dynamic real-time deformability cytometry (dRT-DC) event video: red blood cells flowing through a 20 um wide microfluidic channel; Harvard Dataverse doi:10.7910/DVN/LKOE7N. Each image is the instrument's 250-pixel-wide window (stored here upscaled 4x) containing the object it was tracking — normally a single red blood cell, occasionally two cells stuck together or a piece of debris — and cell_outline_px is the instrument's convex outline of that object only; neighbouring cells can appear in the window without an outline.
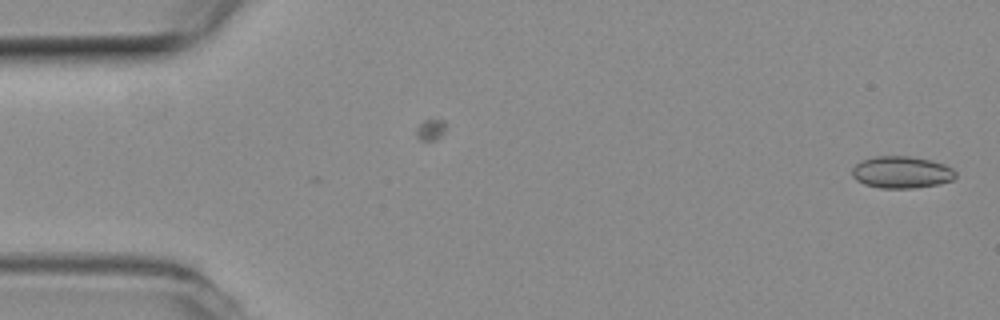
{"species": "common noctule bat (a hibernating species)", "species_latin": "Nyctalus noctula", "temperature_condition": "room temperature", "stored_images_in_passage": 54, "camera_frame_rate_fps": 3000, "um_per_image_px": 0.085, "animal": {"sex": "female", "body_mass_g": 19.3, "forearm_length_mm": 54.1}, "frame": {"image": 1, "passage_image": 2, "time_ms": 0.333, "image_size_px": [1000, 320], "cell_outline_px": [[956, 176], [952, 180], [940, 184], [912, 188], [880, 188], [864, 184], [856, 180], [852, 176], [852, 168], [856, 164], [864, 160], [876, 156], [912, 156], [932, 160], [944, 164], [952, 168], [956, 172]], "centroid_in_image_um": [76.65, 14.64], "position_along_channel_um": 8.4, "area_um2": 19.36}}
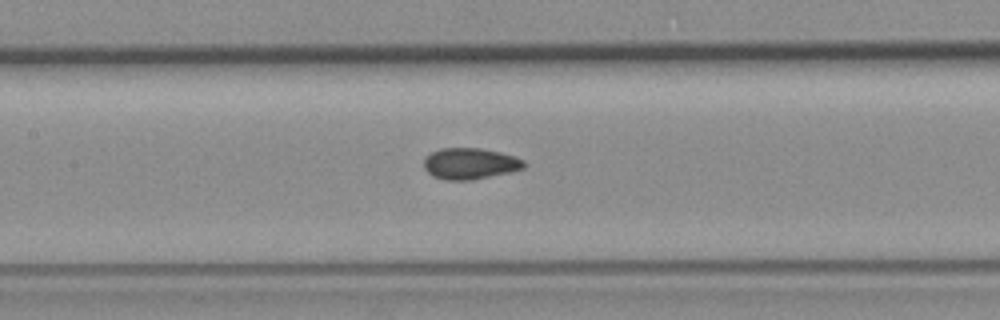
{"frame": {"image": 2, "passage_image": 25, "time_ms": 8.0, "image_size_px": [1000, 320], "cell_outline_px": [[524, 168], [512, 172], [472, 180], [444, 180], [432, 176], [424, 168], [424, 156], [440, 148], [480, 148], [500, 152], [516, 156], [524, 160]], "centroid_in_image_um": [39.95, 13.91], "position_along_channel_um": 167.5, "area_um2": 18.44}}
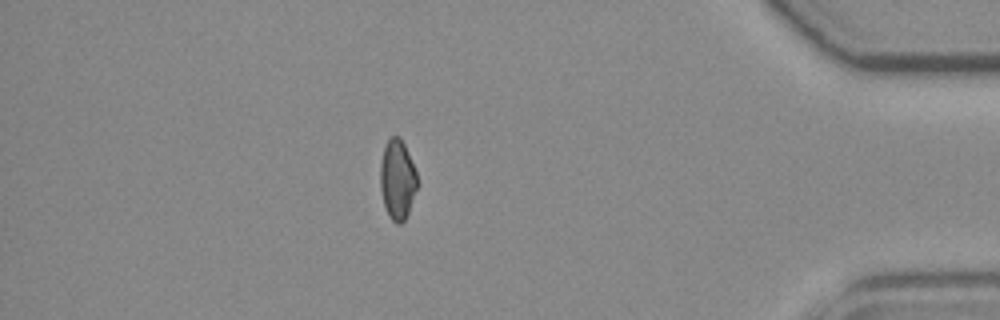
{"frame": {"image": 3, "passage_image": 47, "time_ms": 15.333, "image_size_px": [1000, 320], "cell_outline_px": [[416, 188], [408, 212], [404, 220], [400, 224], [396, 224], [388, 216], [384, 204], [380, 188], [380, 164], [384, 148], [388, 140], [392, 136], [400, 136], [404, 144], [416, 172]], "centroid_in_image_um": [33.75, 15.26], "position_along_channel_um": 401.4, "area_um2": 16.88}, "authors_computed_cell_mechanics": {"area_um2": 18.1203, "velocity_mm_per_s": 3.8129, "shape_relaxation_time_tau1_ms": null, "shape_relaxation_time_tau2_ms": 2.2713, "deformation_change_tau1": null, "deformation_change_tau2": 0.0625}}